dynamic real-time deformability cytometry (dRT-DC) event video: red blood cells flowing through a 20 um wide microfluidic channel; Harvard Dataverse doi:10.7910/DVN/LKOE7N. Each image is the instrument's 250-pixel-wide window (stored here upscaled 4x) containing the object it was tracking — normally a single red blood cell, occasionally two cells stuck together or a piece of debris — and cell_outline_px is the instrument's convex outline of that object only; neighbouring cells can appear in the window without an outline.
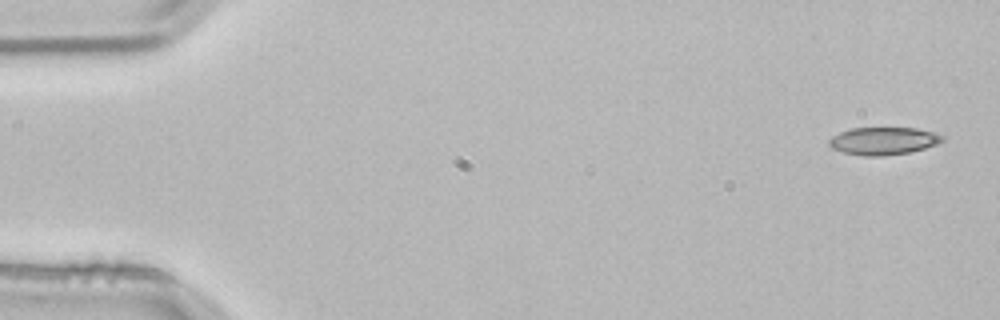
{"species": "common noctule bat (a hibernating species)", "species_latin": "Nyctalus noctula", "temperature_condition": "room temperature", "stored_images_in_passage": 4, "camera_frame_rate_fps": 3000, "um_per_image_px": 0.085, "animal": {"sex": "male", "body_mass_g": 21.5, "forearm_length_mm": 52.0}, "frame": {"image": 1, "passage_image": 1, "time_ms": 0.0, "image_size_px": [1000, 320], "cell_outline_px": [[944, 140], [936, 144], [924, 148], [908, 152], [884, 156], [864, 156], [844, 152], [832, 148], [828, 144], [828, 140], [832, 136], [840, 132], [852, 128], [916, 128], [936, 132], [944, 136]], "centroid_in_image_um": [75.09, 11.97], "position_along_channel_um": 9.9, "area_um2": 18.21}}
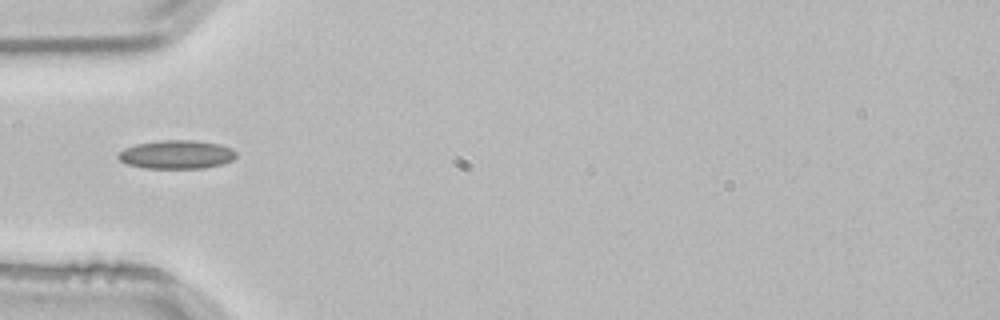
{"frame": {"image": 2, "passage_image": 4, "time_ms": 1.0, "image_size_px": [1000, 320], "cell_outline_px": [[236, 156], [232, 160], [220, 164], [204, 168], [144, 168], [128, 164], [120, 160], [116, 156], [124, 148], [136, 144], [160, 140], [196, 140], [220, 144], [232, 148], [236, 152]], "centroid_in_image_um": [15.01, 13.12], "position_along_channel_um": 70.0, "area_um2": 19.65}}